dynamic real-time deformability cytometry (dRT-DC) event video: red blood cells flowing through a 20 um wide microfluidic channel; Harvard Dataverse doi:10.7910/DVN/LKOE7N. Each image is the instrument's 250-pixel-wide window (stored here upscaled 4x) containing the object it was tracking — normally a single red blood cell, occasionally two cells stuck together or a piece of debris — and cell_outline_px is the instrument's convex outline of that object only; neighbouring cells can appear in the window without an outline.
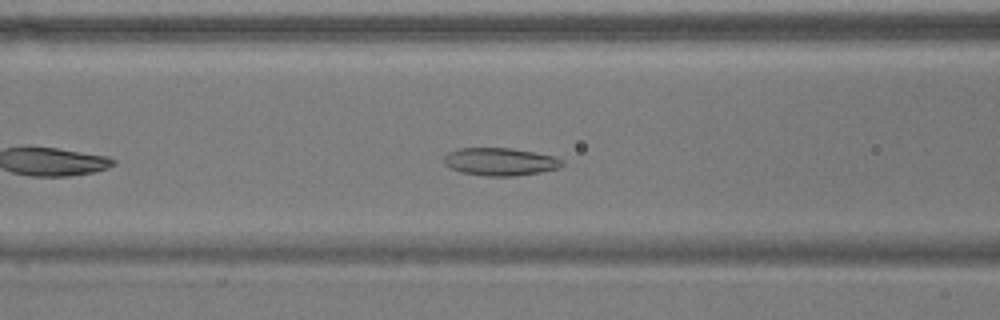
{"species": "common noctule bat (a hibernating species)", "species_latin": "Nyctalus noctula", "temperature_condition": "warm", "stored_images_in_passage": 44, "camera_frame_rate_fps": 3000, "um_per_image_px": 0.085, "animal": {"sex": "male", "body_mass_g": 17.9}, "frame": {"image": 1, "passage_image": 11, "time_ms": 3.333, "image_size_px": [1000, 320], "cell_outline_px": [[564, 164], [556, 168], [540, 172], [516, 176], [484, 176], [460, 172], [444, 164], [444, 156], [448, 152], [460, 148], [512, 148], [556, 156], [564, 160]], "centroid_in_image_um": [42.52, 13.74], "position_along_channel_um": 124.1, "area_um2": 19.19}}
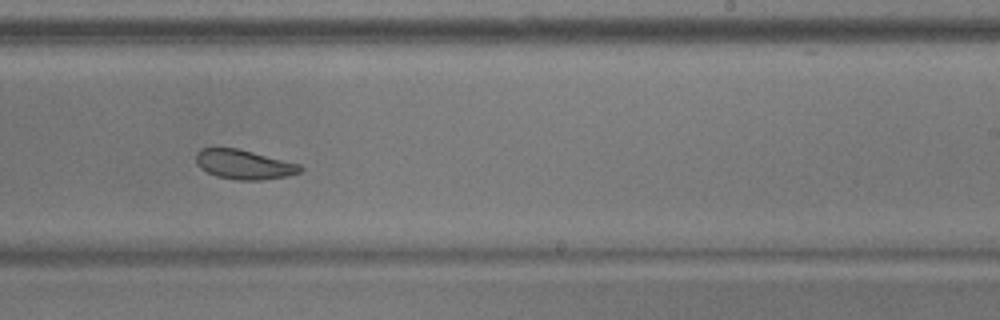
{"frame": {"image": 2, "passage_image": 23, "time_ms": 7.333, "image_size_px": [1000, 320], "cell_outline_px": [[304, 168], [300, 172], [288, 176], [260, 180], [236, 180], [216, 176], [200, 168], [196, 164], [196, 152], [200, 148], [236, 148], [300, 164]], "centroid_in_image_um": [20.72, 13.99], "position_along_channel_um": 268.3, "area_um2": 17.86}}
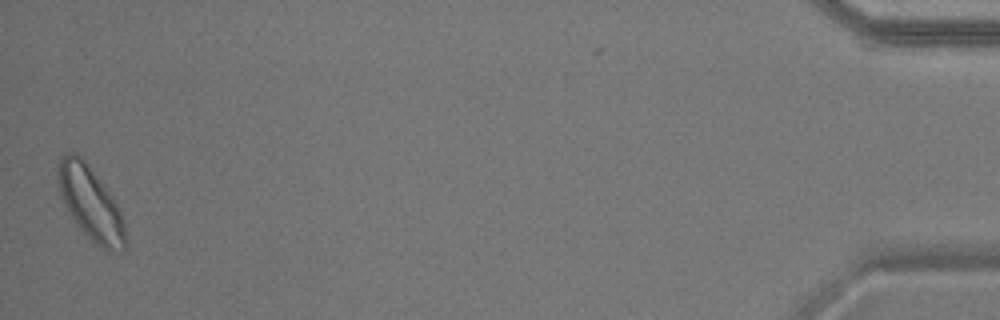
{"frame": {"image": 3, "passage_image": 44, "time_ms": 14.333, "image_size_px": [1000, 320], "cell_outline_px": [[124, 248], [120, 252], [108, 252], [96, 244], [80, 228], [64, 204], [60, 196], [56, 180], [56, 168], [60, 156], [68, 152], [76, 152], [84, 160], [100, 180], [112, 196], [124, 220]], "centroid_in_image_um": [7.65, 17.23], "position_along_channel_um": 427.6, "area_um2": 28.67}, "authors_computed_cell_mechanics": {"area_um2": 19.5653, "velocity_mm_per_s": 3.6147, "shape_relaxation_time_tau1_ms": 9.248, "shape_relaxation_time_tau2_ms": 4.5882, "deformation_change_tau1": 0.143, "deformation_change_tau2": 0.1005}}